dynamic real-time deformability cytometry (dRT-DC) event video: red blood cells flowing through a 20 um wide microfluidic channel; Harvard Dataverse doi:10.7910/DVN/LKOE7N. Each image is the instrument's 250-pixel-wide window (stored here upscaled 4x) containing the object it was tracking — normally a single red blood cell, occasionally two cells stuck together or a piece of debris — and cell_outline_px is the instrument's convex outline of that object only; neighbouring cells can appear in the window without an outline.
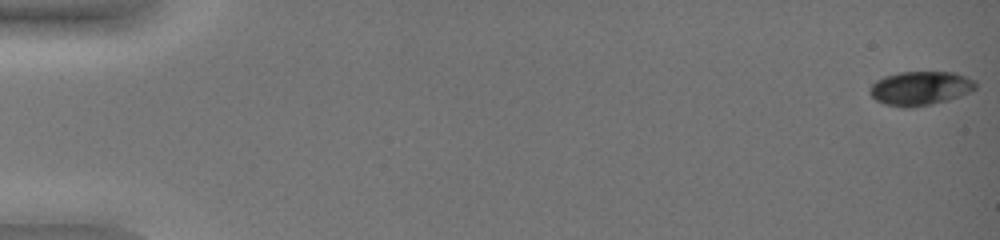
{"species": "common noctule bat (a hibernating species)", "species_latin": "Nyctalus noctula", "temperature_condition": "warm", "stored_images_in_passage": 52, "camera_frame_rate_fps": 3000, "um_per_image_px": 0.085, "animal": {"sex": "female", "body_mass_g": 19.0, "forearm_length_mm": 51.5}, "frame": {"image": 1, "passage_image": 1, "time_ms": 0.0, "image_size_px": [1000, 240], "cell_outline_px": [[976, 88], [968, 92], [948, 100], [932, 104], [912, 108], [904, 108], [884, 104], [876, 100], [868, 92], [868, 88], [876, 80], [884, 76], [900, 72], [956, 72], [976, 80]], "centroid_in_image_um": [78.2, 7.5], "position_along_channel_um": 6.8, "area_um2": 21.15}}
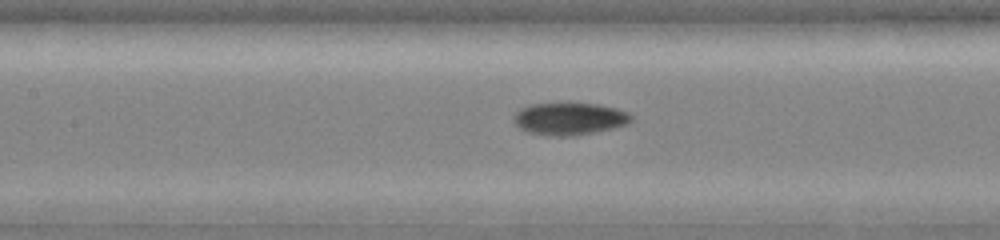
{"frame": {"image": 2, "passage_image": 27, "time_ms": 8.667, "image_size_px": [1000, 240], "cell_outline_px": [[632, 120], [628, 124], [596, 132], [576, 136], [544, 136], [524, 132], [512, 120], [512, 116], [520, 108], [528, 104], [564, 100], [568, 100], [600, 104], [616, 108], [628, 112], [632, 116]], "centroid_in_image_um": [48.35, 10.05], "position_along_channel_um": 159.1, "area_um2": 23.52}}
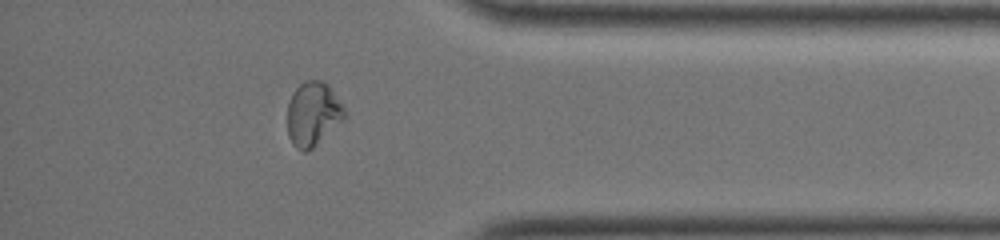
{"frame": {"image": 3, "passage_image": 47, "time_ms": 15.333, "image_size_px": [1000, 240], "cell_outline_px": [[348, 112], [344, 120], [312, 148], [304, 152], [296, 148], [292, 144], [288, 136], [288, 100], [292, 92], [300, 84], [308, 80], [320, 80], [328, 84], [332, 88]], "centroid_in_image_um": [26.62, 9.67], "position_along_channel_um": 408.6, "area_um2": 21.62}, "authors_computed_cell_mechanics": {"area_um2": 21.386, "velocity_mm_per_s": 3.8401, "shape_relaxation_time_tau1_ms": 4.1738, "shape_relaxation_time_tau2_ms": 2.4219, "deformation_change_tau1": 0.163, "deformation_change_tau2": 0.0473}}